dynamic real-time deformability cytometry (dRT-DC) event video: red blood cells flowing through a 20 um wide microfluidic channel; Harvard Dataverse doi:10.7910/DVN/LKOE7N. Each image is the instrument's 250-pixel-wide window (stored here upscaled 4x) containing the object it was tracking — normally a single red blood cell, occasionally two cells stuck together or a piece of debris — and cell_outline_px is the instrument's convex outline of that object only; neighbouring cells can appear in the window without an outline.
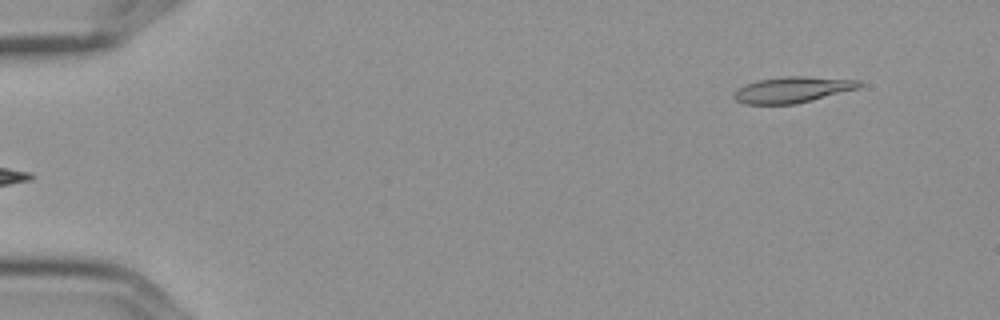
{"species": "Egyptian fruit bat (a non-hibernating species)", "species_latin": "Rousettus aegyptiacus", "temperature_condition": "cold", "stored_images_in_passage": 6, "segment_of_instrument_passage": [2, 2], "camera_frame_rate_fps": 3000, "um_per_image_px": 0.085, "frame": {"image": 1, "passage_image": 6, "time_ms": 1.667, "image_size_px": [1000, 320], "cell_outline_px": [[860, 88], [796, 104], [744, 104], [736, 100], [732, 96], [744, 84], [756, 80], [784, 76], [804, 76], [860, 80]], "centroid_in_image_um": [67.35, 7.62], "position_along_channel_um": 17.6, "area_um2": 18.96}}